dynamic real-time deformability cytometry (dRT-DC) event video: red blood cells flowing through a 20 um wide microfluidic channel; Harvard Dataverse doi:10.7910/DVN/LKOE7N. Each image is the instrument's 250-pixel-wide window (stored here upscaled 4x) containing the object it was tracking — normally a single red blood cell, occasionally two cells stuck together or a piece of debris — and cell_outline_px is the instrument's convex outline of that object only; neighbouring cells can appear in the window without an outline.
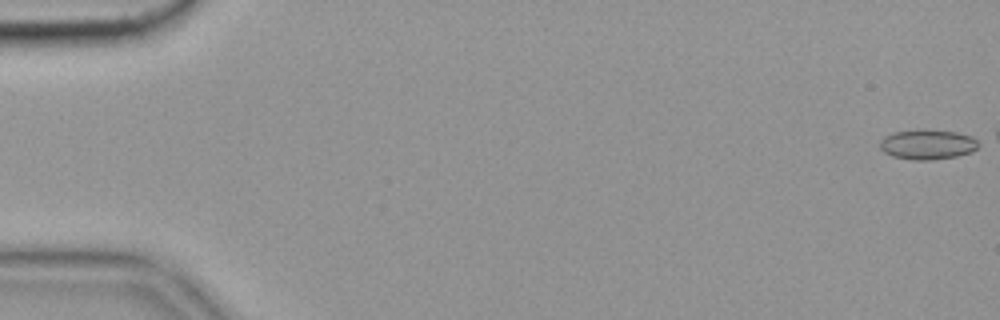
{"species": "common noctule bat (a hibernating species)", "species_latin": "Nyctalus noctula", "temperature_condition": "cold", "stored_images_in_passage": 26, "camera_frame_rate_fps": 3000, "um_per_image_px": 0.085, "animal": {"sex": "female", "body_mass_g": 19.9}, "frame": {"image": 1, "passage_image": 1, "time_ms": 0.0, "image_size_px": [1000, 320], "cell_outline_px": [[980, 144], [972, 152], [956, 156], [928, 160], [912, 160], [892, 156], [884, 152], [880, 148], [880, 140], [884, 136], [892, 132], [920, 128], [924, 128], [956, 132], [972, 136], [980, 140]], "centroid_in_image_um": [78.84, 12.25], "position_along_channel_um": 6.2, "area_um2": 17.63}}
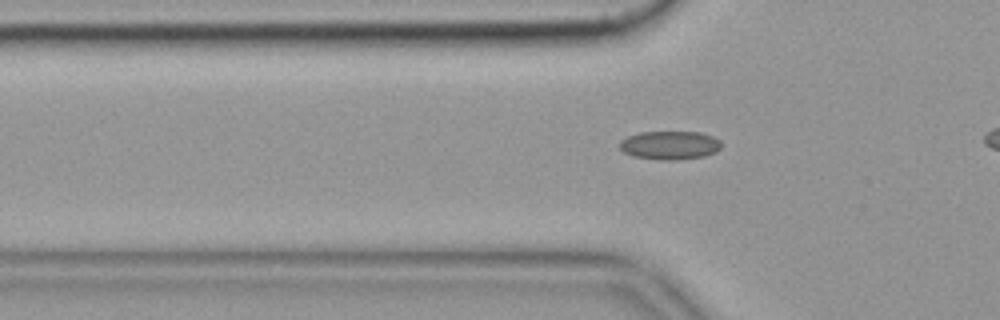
{"frame": {"image": 2, "passage_image": 19, "time_ms": 6.0, "image_size_px": [1000, 320], "cell_outline_px": [[720, 148], [716, 152], [704, 156], [676, 160], [660, 160], [632, 156], [624, 152], [620, 148], [620, 140], [628, 136], [640, 132], [700, 132], [712, 136], [720, 140]], "centroid_in_image_um": [56.93, 12.35], "position_along_channel_um": 68.9, "area_um2": 16.94}}